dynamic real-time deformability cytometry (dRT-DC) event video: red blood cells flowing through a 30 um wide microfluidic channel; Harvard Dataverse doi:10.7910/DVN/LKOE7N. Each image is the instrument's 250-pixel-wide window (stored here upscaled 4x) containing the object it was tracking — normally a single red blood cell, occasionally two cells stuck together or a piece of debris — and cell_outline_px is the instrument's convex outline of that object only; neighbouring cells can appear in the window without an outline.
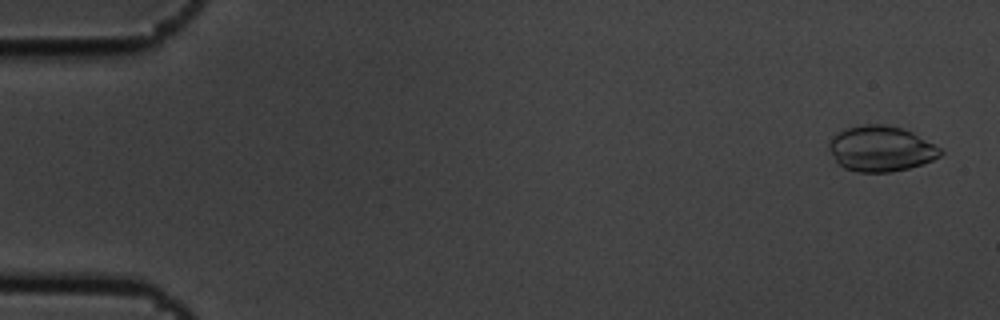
{"species": "common noctule bat (a hibernating species)", "species_latin": "Nyctalus noctula", "temperature_condition": "cold", "stored_images_in_passage": 5, "camera_frame_rate_fps": 3000, "um_per_image_px": 0.085, "animal": {"sex": "male", "body_mass_g": 19.5, "forearm_length_mm": 54.6}, "frame": {"image": 1, "passage_image": 1, "time_ms": 0.0, "image_size_px": [1000, 320], "cell_outline_px": [[944, 152], [940, 156], [932, 160], [908, 168], [892, 172], [856, 172], [844, 168], [836, 160], [828, 148], [828, 140], [836, 132], [848, 128], [864, 124], [884, 124], [900, 128], [912, 132], [940, 148]], "centroid_in_image_um": [74.84, 12.64], "position_along_channel_um": 10.2, "area_um2": 29.42}}
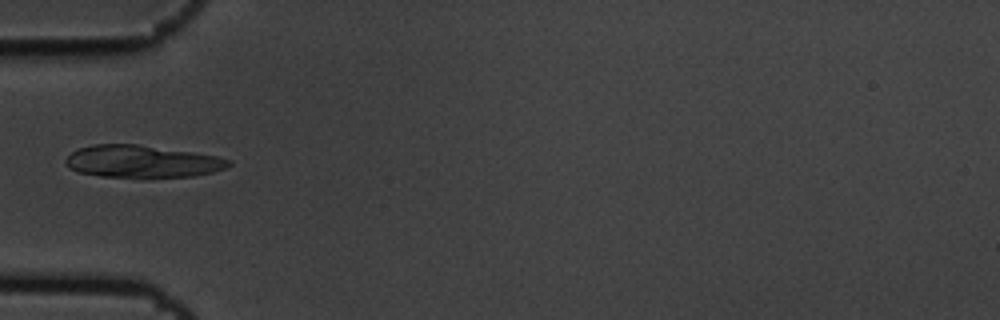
{"frame": {"image": 2, "passage_image": 5, "time_ms": 1.333, "image_size_px": [1000, 320], "cell_outline_px": [[232, 164], [228, 168], [196, 176], [100, 176], [80, 172], [68, 168], [64, 160], [72, 152], [80, 148], [92, 144], [136, 144], [192, 152], [216, 156], [232, 160]], "centroid_in_image_um": [12.09, 13.71], "position_along_channel_um": 72.9, "area_um2": 30.29}}